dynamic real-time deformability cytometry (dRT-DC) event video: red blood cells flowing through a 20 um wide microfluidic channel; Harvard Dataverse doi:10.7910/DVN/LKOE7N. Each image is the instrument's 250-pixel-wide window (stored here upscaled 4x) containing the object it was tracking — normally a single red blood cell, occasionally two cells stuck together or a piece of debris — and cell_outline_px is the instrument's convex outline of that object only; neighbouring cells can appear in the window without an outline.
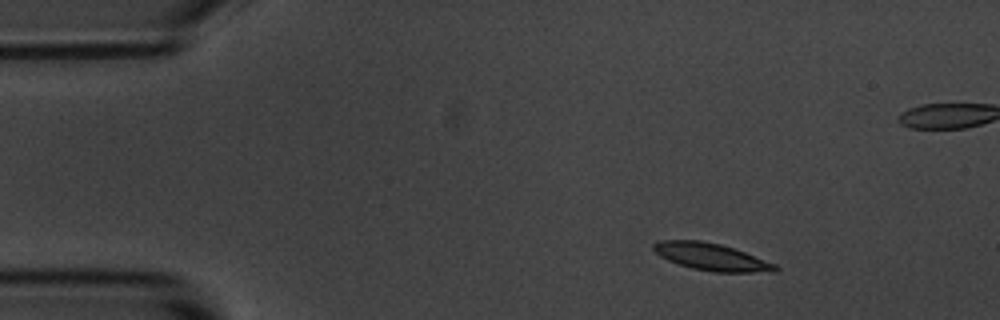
{"species": "common noctule bat (a hibernating species)", "species_latin": "Nyctalus noctula", "temperature_condition": "room temperature", "stored_images_in_passage": 4, "camera_frame_rate_fps": 3000, "um_per_image_px": 0.085, "animal": {"sex": "male", "body_mass_g": 20.1, "forearm_length_mm": 53.5}, "frame": {"image": 1, "passage_image": 1, "time_ms": 0.0, "image_size_px": [1000, 320], "cell_outline_px": [[780, 268], [776, 272], [712, 272], [692, 268], [668, 260], [660, 256], [652, 248], [652, 244], [660, 240], [700, 240], [720, 244], [744, 252], [776, 264]], "centroid_in_image_um": [60.47, 21.83], "position_along_channel_um": 24.5, "area_um2": 19.19}}